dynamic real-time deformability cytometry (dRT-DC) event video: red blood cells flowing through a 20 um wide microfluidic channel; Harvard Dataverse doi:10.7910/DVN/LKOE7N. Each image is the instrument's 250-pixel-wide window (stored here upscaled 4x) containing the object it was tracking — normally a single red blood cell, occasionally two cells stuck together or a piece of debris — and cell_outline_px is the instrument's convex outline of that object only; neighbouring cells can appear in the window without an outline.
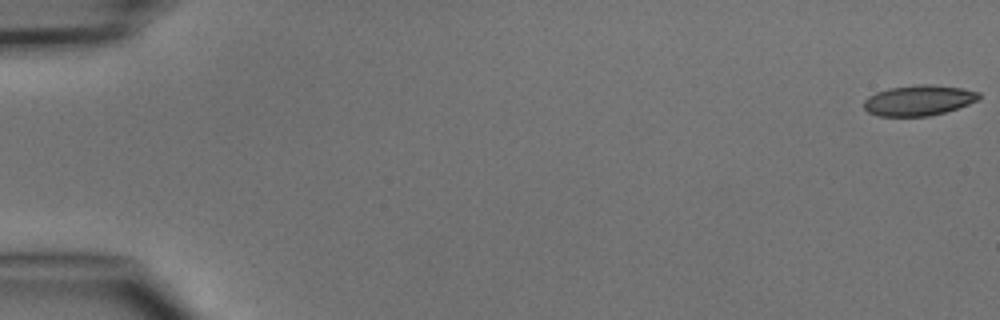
{"species": "common noctule bat (a hibernating species)", "species_latin": "Nyctalus noctula", "temperature_condition": "cold", "stored_images_in_passage": 5, "camera_frame_rate_fps": 3000, "um_per_image_px": 0.085, "animal": {"sex": "male", "body_mass_g": 15.6}, "frame": {"image": 1, "passage_image": 1, "time_ms": 0.0, "image_size_px": [1000, 320], "cell_outline_px": [[980, 100], [944, 112], [928, 116], [880, 116], [868, 112], [864, 108], [864, 100], [868, 96], [876, 92], [888, 88], [920, 84], [928, 84], [964, 88], [980, 92]], "centroid_in_image_um": [78.1, 8.52], "position_along_channel_um": 6.9, "area_um2": 20.46}}